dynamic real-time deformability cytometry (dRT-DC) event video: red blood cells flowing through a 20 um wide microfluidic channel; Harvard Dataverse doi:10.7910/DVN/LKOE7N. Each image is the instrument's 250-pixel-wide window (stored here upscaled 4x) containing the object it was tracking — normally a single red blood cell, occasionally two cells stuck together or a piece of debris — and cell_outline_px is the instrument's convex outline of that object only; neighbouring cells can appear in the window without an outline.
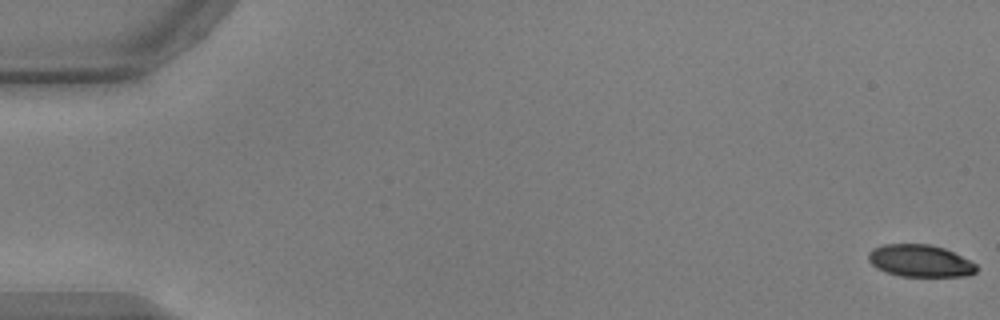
{"species": "common noctule bat (a hibernating species)", "species_latin": "Nyctalus noctula", "temperature_condition": "warm", "stored_images_in_passage": 54, "camera_frame_rate_fps": 3000, "um_per_image_px": 0.085, "animal": {"sex": "male", "body_mass_g": 17.9, "forearm_length_mm": 54.2}, "frame": {"image": 1, "passage_image": 1, "time_ms": 0.0, "image_size_px": [1000, 320], "cell_outline_px": [[976, 272], [968, 276], [900, 276], [876, 268], [868, 260], [868, 252], [872, 248], [880, 244], [928, 244], [944, 248], [976, 264]], "centroid_in_image_um": [78.16, 22.16], "position_along_channel_um": 6.8, "area_um2": 20.17}}
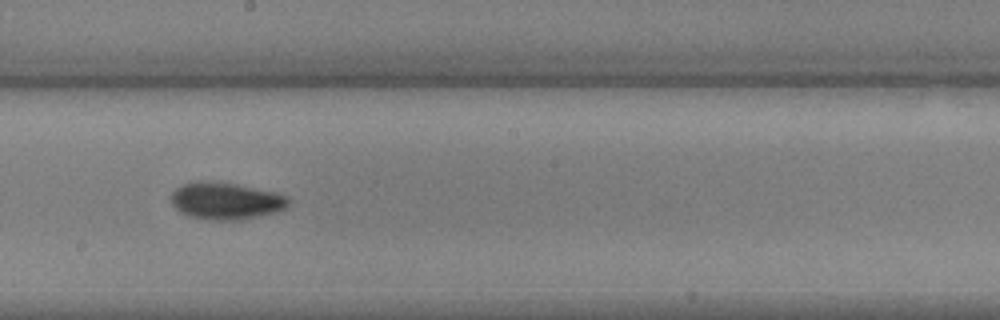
{"frame": {"image": 2, "passage_image": 31, "time_ms": 10.0, "image_size_px": [1000, 320], "cell_outline_px": [[288, 204], [280, 212], [240, 220], [212, 220], [188, 216], [180, 212], [172, 204], [172, 192], [176, 188], [184, 184], [200, 180], [212, 180], [236, 184], [276, 192], [288, 196]], "centroid_in_image_um": [19.21, 17.07], "position_along_channel_um": 229.0, "area_um2": 25.55}}
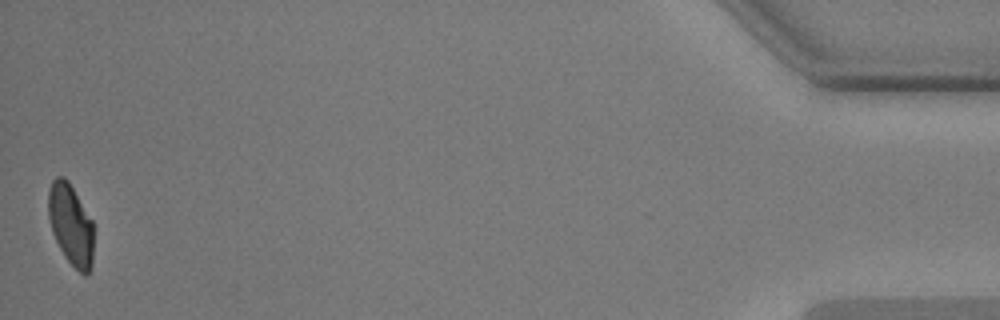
{"frame": {"image": 3, "passage_image": 54, "time_ms": 17.667, "image_size_px": [1000, 320], "cell_outline_px": [[92, 264], [88, 272], [84, 276], [64, 256], [52, 232], [48, 216], [48, 188], [52, 180], [56, 176], [64, 176], [68, 180], [92, 220]], "centroid_in_image_um": [5.99, 19.05], "position_along_channel_um": 429.2, "area_um2": 21.27}, "authors_computed_cell_mechanics": {"area_um2": 22.6287, "velocity_mm_per_s": 3.7713, "shape_relaxation_time_tau1_ms": 3.8648, "shape_relaxation_time_tau2_ms": 2.2417, "deformation_change_tau1": 0.142, "deformation_change_tau2": 0.0704}}